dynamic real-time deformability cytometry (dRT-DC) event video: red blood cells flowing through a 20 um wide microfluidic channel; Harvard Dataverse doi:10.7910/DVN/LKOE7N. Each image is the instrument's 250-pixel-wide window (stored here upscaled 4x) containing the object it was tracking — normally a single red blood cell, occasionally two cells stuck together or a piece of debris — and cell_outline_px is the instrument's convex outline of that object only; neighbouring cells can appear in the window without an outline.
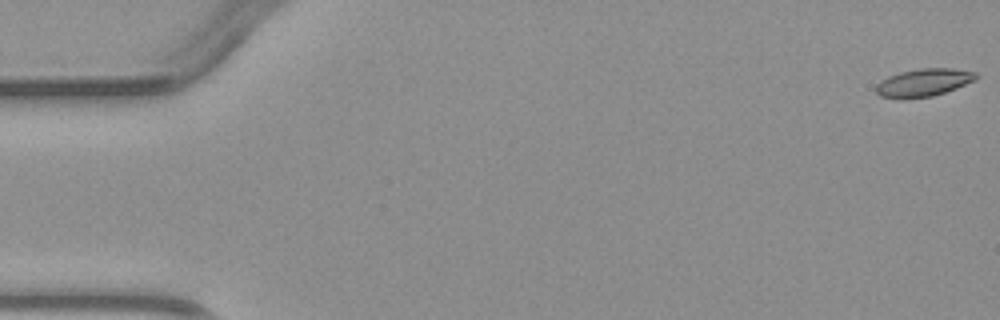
{"species": "common noctule bat (a hibernating species)", "species_latin": "Nyctalus noctula", "temperature_condition": "warm", "stored_images_in_passage": 5, "camera_frame_rate_fps": 3000, "um_per_image_px": 0.085, "animal": {"sex": "male", "body_mass_g": 23.1, "forearm_length_mm": 52.7}, "frame": {"image": 1, "passage_image": 1, "time_ms": 0.0, "image_size_px": [1000, 320], "cell_outline_px": [[980, 76], [976, 80], [956, 88], [932, 96], [904, 100], [900, 100], [880, 96], [876, 92], [876, 84], [880, 80], [888, 76], [900, 72], [920, 68], [952, 68], [976, 72]], "centroid_in_image_um": [78.49, 7.03], "position_along_channel_um": 6.5, "area_um2": 16.53}}
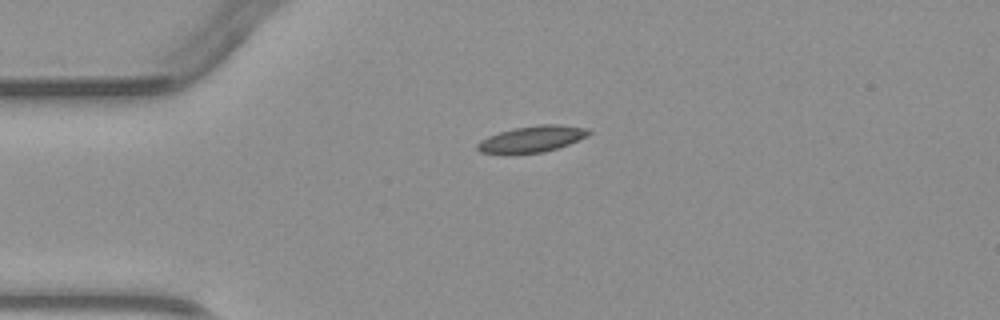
{"frame": {"image": 2, "passage_image": 4, "time_ms": 3.667, "image_size_px": [1000, 320], "cell_outline_px": [[592, 132], [588, 136], [568, 144], [544, 152], [480, 152], [476, 148], [476, 144], [480, 140], [488, 136], [500, 132], [516, 128], [540, 124], [560, 124], [588, 128]], "centroid_in_image_um": [45.27, 11.78], "position_along_channel_um": 39.7, "area_um2": 16.65}}